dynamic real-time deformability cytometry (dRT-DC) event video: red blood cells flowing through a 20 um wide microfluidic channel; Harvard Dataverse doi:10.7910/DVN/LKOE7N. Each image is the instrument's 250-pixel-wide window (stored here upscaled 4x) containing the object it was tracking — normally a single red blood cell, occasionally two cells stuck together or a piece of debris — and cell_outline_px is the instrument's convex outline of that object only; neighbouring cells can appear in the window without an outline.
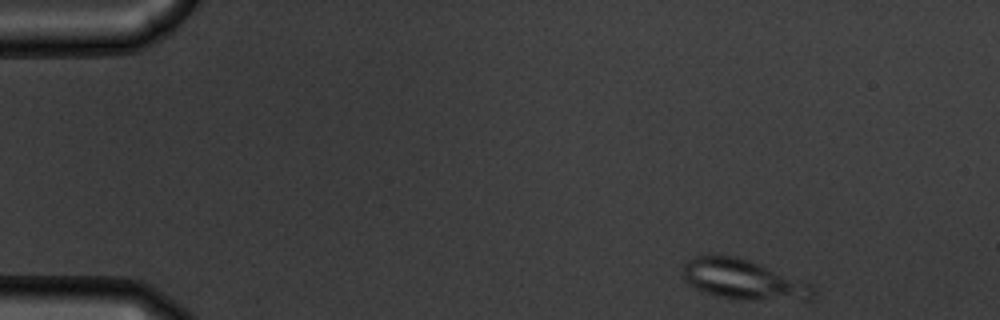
{"species": "common noctule bat (a hibernating species)", "species_latin": "Nyctalus noctula", "temperature_condition": "warm", "stored_images_in_passage": 51, "camera_frame_rate_fps": 3000, "um_per_image_px": 0.085, "animal": {"sex": "male", "body_mass_g": 19.5, "forearm_length_mm": 54.6}, "frame": {"image": 1, "passage_image": 2, "time_ms": 0.333, "image_size_px": [1000, 320], "cell_outline_px": [[816, 292], [812, 300], [804, 300], [720, 296], [704, 292], [688, 284], [684, 276], [684, 264], [692, 256], [712, 252], [736, 256], [760, 264], [812, 284]], "centroid_in_image_um": [63.15, 23.69], "position_along_channel_um": 21.8, "area_um2": 30.0}}
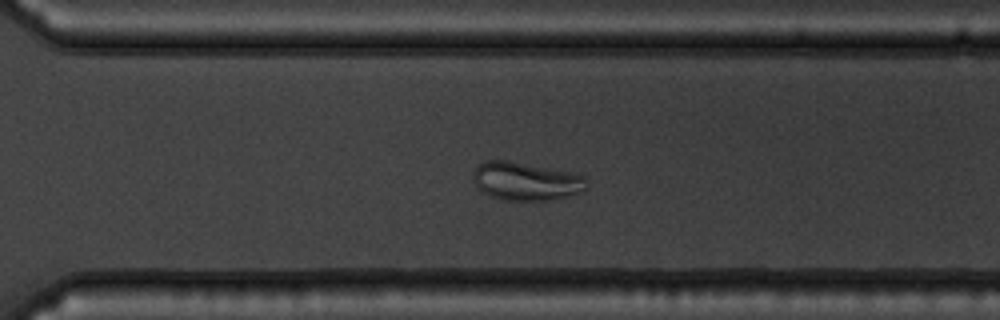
{"frame": {"image": 2, "passage_image": 35, "time_ms": 11.333, "image_size_px": [1000, 320], "cell_outline_px": [[588, 188], [584, 192], [568, 196], [548, 200], [504, 200], [488, 196], [476, 184], [472, 176], [472, 172], [476, 164], [484, 160], [508, 160], [572, 172], [584, 176], [588, 180]], "centroid_in_image_um": [44.72, 15.39], "position_along_channel_um": 325.9, "area_um2": 25.72}}
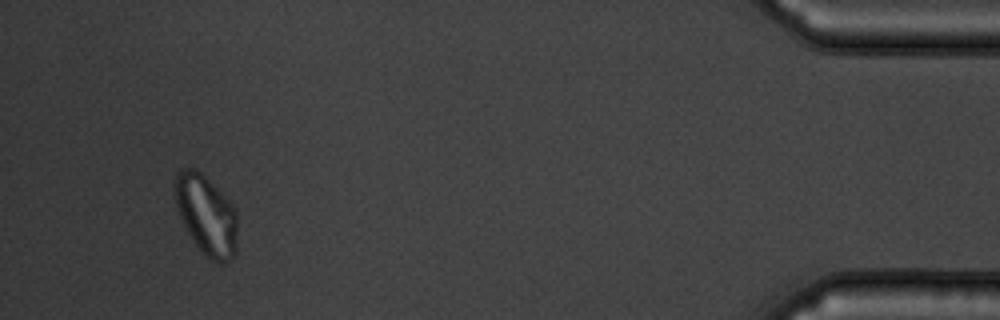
{"frame": {"image": 3, "passage_image": 48, "time_ms": 15.667, "image_size_px": [1000, 320], "cell_outline_px": [[236, 252], [232, 260], [224, 264], [216, 264], [208, 260], [204, 256], [192, 240], [176, 208], [172, 180], [176, 172], [180, 168], [196, 168], [232, 204], [236, 212]], "centroid_in_image_um": [17.5, 18.3], "position_along_channel_um": 417.7, "area_um2": 29.59}}